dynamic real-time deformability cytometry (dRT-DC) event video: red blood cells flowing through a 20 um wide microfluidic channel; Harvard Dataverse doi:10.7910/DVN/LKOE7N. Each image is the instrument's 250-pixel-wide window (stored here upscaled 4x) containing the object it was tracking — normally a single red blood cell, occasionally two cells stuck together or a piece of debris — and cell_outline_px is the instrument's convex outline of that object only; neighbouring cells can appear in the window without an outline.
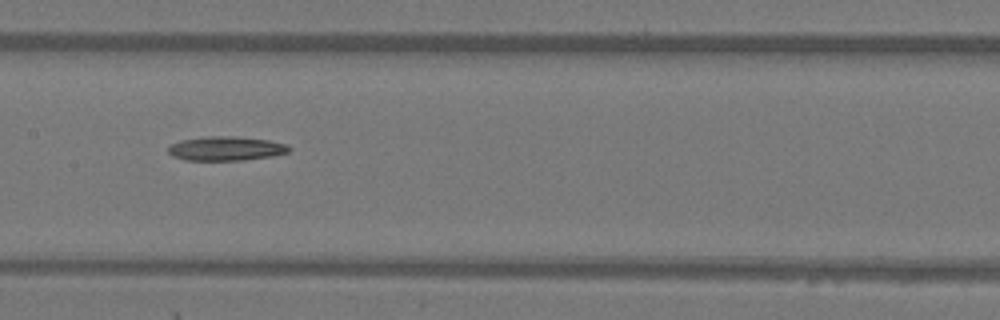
{"species": "Egyptian fruit bat (a non-hibernating species)", "species_latin": "Rousettus aegyptiacus", "temperature_condition": "warm", "stored_images_in_passage": 33, "camera_frame_rate_fps": 3000, "um_per_image_px": 0.085, "animal": {"sex": "female"}, "frame": {"image": 1, "passage_image": 10, "time_ms": 3.0, "image_size_px": [1000, 320], "cell_outline_px": [[292, 148], [288, 152], [272, 156], [244, 160], [184, 160], [172, 156], [168, 152], [168, 144], [180, 140], [208, 136], [236, 136], [268, 140], [284, 144]], "centroid_in_image_um": [19.16, 12.62], "position_along_channel_um": 188.2, "area_um2": 17.11}}
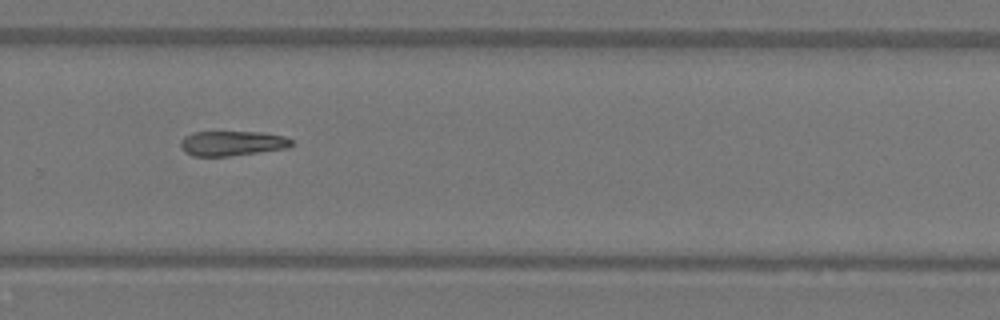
{"frame": {"image": 2, "passage_image": 19, "time_ms": 6.0, "image_size_px": [1000, 320], "cell_outline_px": [[292, 144], [288, 148], [260, 152], [228, 156], [192, 156], [184, 152], [180, 148], [180, 140], [184, 136], [192, 132], [264, 132], [284, 136], [292, 140]], "centroid_in_image_um": [19.69, 12.18], "position_along_channel_um": 310.1, "area_um2": 16.24}}